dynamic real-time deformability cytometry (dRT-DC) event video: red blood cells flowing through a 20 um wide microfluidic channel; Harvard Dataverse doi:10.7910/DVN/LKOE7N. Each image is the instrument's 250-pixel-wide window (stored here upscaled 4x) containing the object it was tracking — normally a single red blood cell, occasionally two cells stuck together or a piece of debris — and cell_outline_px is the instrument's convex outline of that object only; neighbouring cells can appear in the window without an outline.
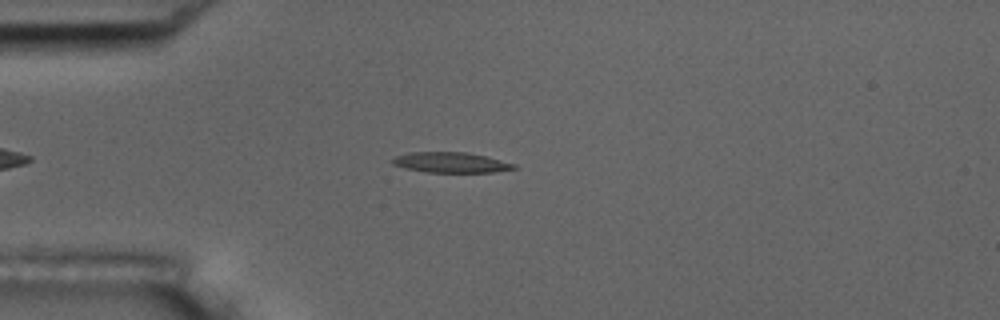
{"species": "common noctule bat (a hibernating species)", "species_latin": "Nyctalus noctula", "temperature_condition": "room temperature", "stored_images_in_passage": 42, "camera_frame_rate_fps": 3000, "um_per_image_px": 0.085, "animal": {"sex": "male", "body_mass_g": 17.5, "forearm_length_mm": 52.3}, "frame": {"image": 1, "passage_image": 9, "time_ms": 2.667, "image_size_px": [1000, 320], "cell_outline_px": [[516, 168], [492, 172], [428, 172], [404, 168], [392, 164], [392, 160], [396, 156], [408, 152], [468, 152], [516, 164]], "centroid_in_image_um": [38.29, 13.8], "position_along_channel_um": 46.7, "area_um2": 14.28}}
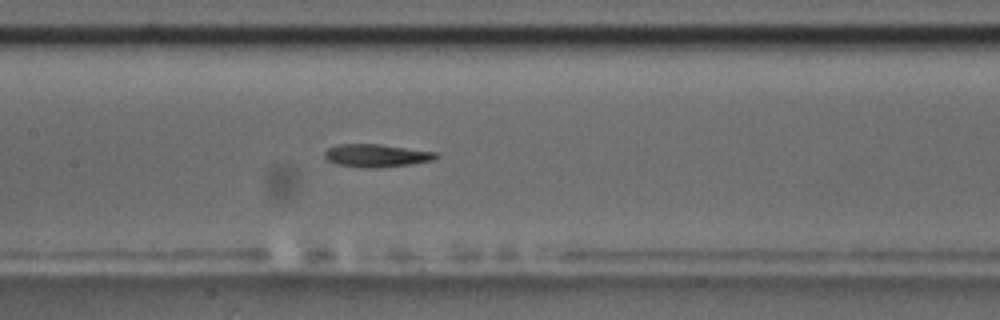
{"frame": {"image": 2, "passage_image": 21, "time_ms": 6.667, "image_size_px": [1000, 320], "cell_outline_px": [[440, 156], [432, 160], [412, 164], [380, 168], [364, 168], [336, 164], [328, 160], [324, 156], [324, 152], [328, 148], [336, 144], [380, 144], [436, 152]], "centroid_in_image_um": [31.99, 13.22], "position_along_channel_um": 175.4, "area_um2": 14.97}}
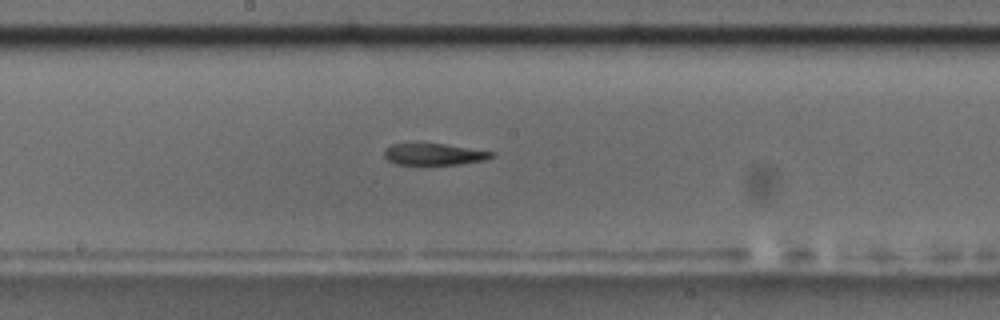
{"frame": {"image": 3, "passage_image": 24, "time_ms": 7.667, "image_size_px": [1000, 320], "cell_outline_px": [[496, 152], [492, 156], [484, 160], [460, 164], [396, 164], [388, 160], [384, 156], [384, 148], [392, 144], [444, 144]], "centroid_in_image_um": [36.88, 13.11], "position_along_channel_um": 211.3, "area_um2": 13.29}, "authors_computed_cell_mechanics": {"area_um2": 14.6234, "velocity_mm_per_s": 3.6171, "shape_relaxation_time_tau1_ms": null, "shape_relaxation_time_tau2_ms": 10.9157, "deformation_change_tau1": null, "deformation_change_tau2": 0.2791}}